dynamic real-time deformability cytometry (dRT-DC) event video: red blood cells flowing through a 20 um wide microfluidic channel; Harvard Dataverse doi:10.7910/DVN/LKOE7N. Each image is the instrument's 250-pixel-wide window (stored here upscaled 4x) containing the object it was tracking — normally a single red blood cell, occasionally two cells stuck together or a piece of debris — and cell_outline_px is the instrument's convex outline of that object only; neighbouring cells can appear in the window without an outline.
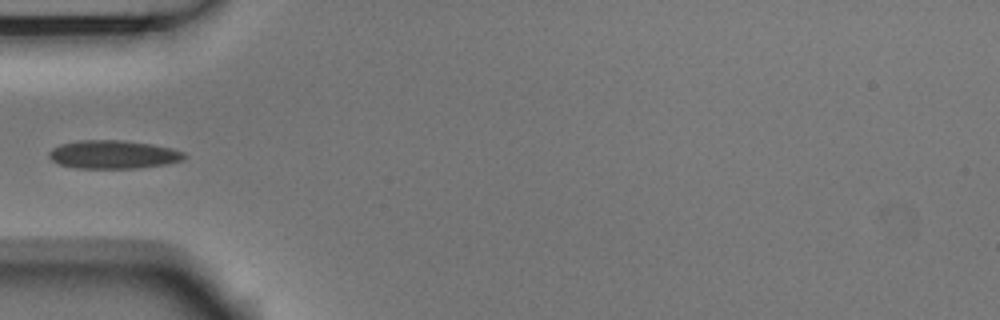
{"species": "Egyptian fruit bat (a non-hibernating species)", "species_latin": "Rousettus aegyptiacus", "temperature_condition": "room temperature", "stored_images_in_passage": 37, "camera_frame_rate_fps": 3000, "um_per_image_px": 0.085, "animal": {"sex": "male"}, "frame": {"image": 1, "passage_image": 1, "time_ms": 0.0, "image_size_px": [1000, 320], "cell_outline_px": [[188, 156], [180, 160], [164, 164], [140, 168], [76, 168], [60, 164], [52, 160], [48, 156], [48, 152], [52, 148], [60, 144], [80, 140], [124, 140], [152, 144], [172, 148], [184, 152]], "centroid_in_image_um": [9.62, 13.12], "position_along_channel_um": 75.4, "area_um2": 22.37}}
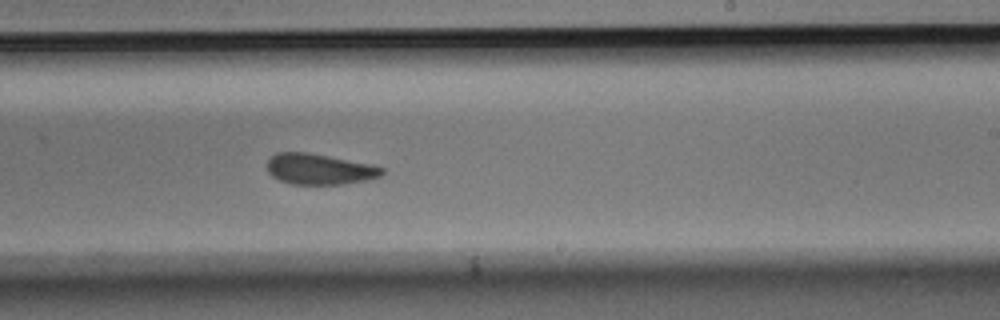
{"frame": {"image": 2, "passage_image": 16, "time_ms": 5.0, "image_size_px": [1000, 320], "cell_outline_px": [[384, 172], [380, 176], [368, 180], [344, 184], [292, 184], [280, 180], [272, 176], [268, 172], [268, 160], [276, 152], [308, 152], [372, 164], [384, 168]], "centroid_in_image_um": [27.17, 14.37], "position_along_channel_um": 261.8, "area_um2": 20.63}}
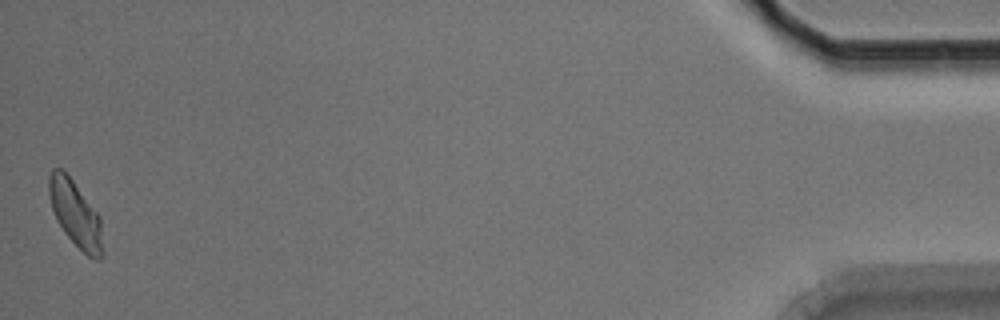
{"frame": {"image": 3, "passage_image": 37, "time_ms": 12.0, "image_size_px": [1000, 320], "cell_outline_px": [[104, 256], [100, 260], [96, 260], [88, 256], [64, 232], [56, 220], [52, 208], [48, 192], [48, 176], [52, 168], [64, 168], [100, 216], [104, 252]], "centroid_in_image_um": [6.42, 18.16], "position_along_channel_um": 428.8, "area_um2": 20.98}}